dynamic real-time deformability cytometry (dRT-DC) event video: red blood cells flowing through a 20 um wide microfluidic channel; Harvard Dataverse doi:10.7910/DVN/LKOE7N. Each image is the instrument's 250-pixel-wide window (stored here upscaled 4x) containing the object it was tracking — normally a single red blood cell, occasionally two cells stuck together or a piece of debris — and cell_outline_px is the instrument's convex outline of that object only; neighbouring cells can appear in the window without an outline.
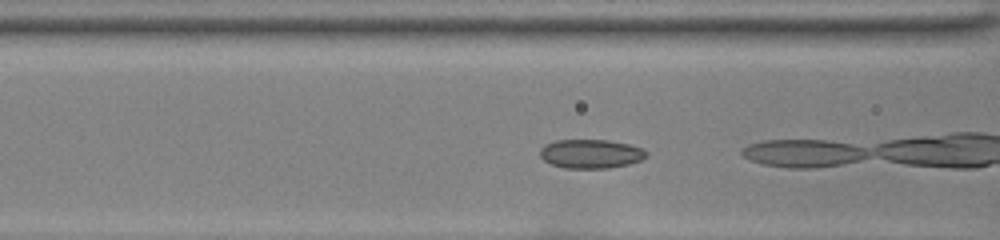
{"species": "common noctule bat (a hibernating species)", "species_latin": "Nyctalus noctula", "temperature_condition": "room temperature", "stored_images_in_passage": 23, "camera_frame_rate_fps": 3000, "um_per_image_px": 0.085, "animal": {"sex": "female", "body_mass_g": 22.0, "forearm_length_mm": 56.7}, "frame": {"image": 1, "passage_image": 14, "time_ms": 4.333, "image_size_px": [1000, 240], "cell_outline_px": [[648, 156], [640, 160], [628, 164], [608, 168], [564, 168], [552, 164], [544, 160], [540, 156], [540, 148], [544, 144], [556, 140], [608, 140], [628, 144], [644, 148], [648, 152]], "centroid_in_image_um": [50.23, 13.07], "position_along_channel_um": 116.4, "area_um2": 18.03}}